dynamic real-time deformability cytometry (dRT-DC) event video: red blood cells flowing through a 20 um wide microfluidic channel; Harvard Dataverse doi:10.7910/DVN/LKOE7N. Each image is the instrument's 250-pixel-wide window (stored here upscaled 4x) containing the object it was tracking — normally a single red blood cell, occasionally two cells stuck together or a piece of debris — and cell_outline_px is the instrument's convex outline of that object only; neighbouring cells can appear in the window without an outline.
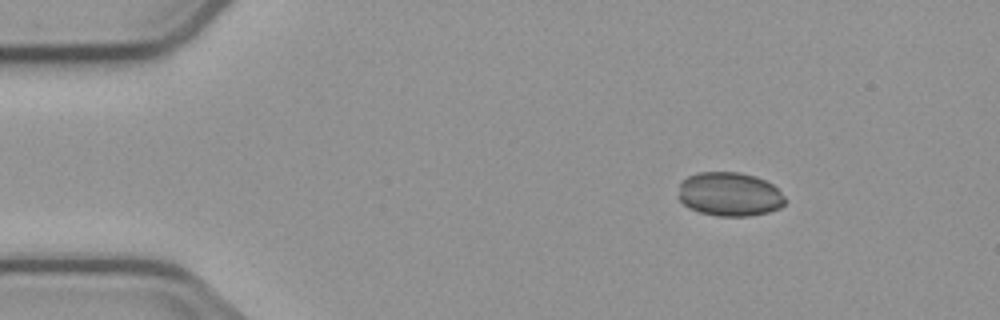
{"species": "common noctule bat (a hibernating species)", "species_latin": "Nyctalus noctula", "temperature_condition": "cold", "stored_images_in_passage": 7, "camera_frame_rate_fps": 3000, "um_per_image_px": 0.085, "animal": {"sex": "male", "body_mass_g": 23.1, "forearm_length_mm": 52.7}, "frame": {"image": 1, "passage_image": 2, "time_ms": 1.333, "image_size_px": [1000, 320], "cell_outline_px": [[784, 204], [780, 208], [768, 212], [748, 216], [716, 216], [700, 212], [688, 208], [676, 196], [680, 180], [688, 176], [700, 172], [740, 172], [756, 176], [772, 184], [784, 196]], "centroid_in_image_um": [61.96, 16.5], "position_along_channel_um": 23.0, "area_um2": 27.57}}
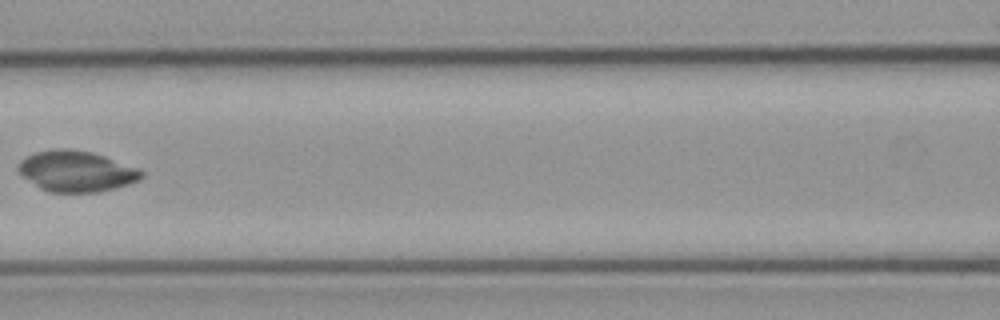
{"frame": {"image": 2, "passage_image": 6, "time_ms": 7.0, "image_size_px": [1000, 320], "cell_outline_px": [[144, 176], [140, 180], [116, 188], [100, 192], [48, 192], [40, 188], [24, 176], [16, 168], [20, 160], [36, 152], [56, 148], [68, 148], [92, 152], [140, 168], [144, 172]], "centroid_in_image_um": [6.53, 14.55], "position_along_channel_um": 160.1, "area_um2": 29.42}}
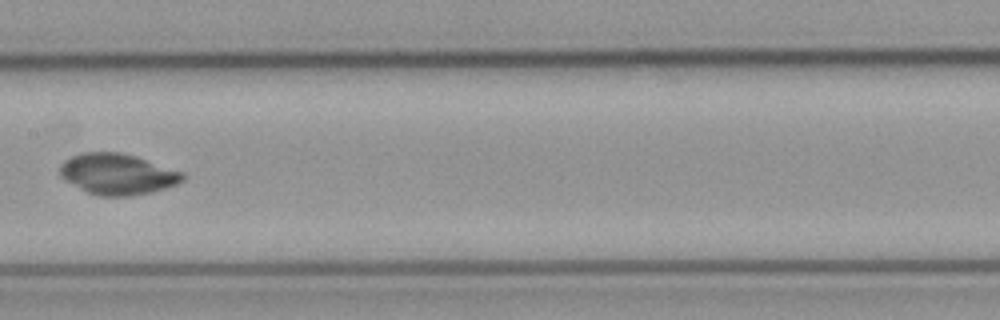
{"frame": {"image": 3, "passage_image": 7, "time_ms": 8.0, "image_size_px": [1000, 320], "cell_outline_px": [[184, 180], [176, 184], [152, 192], [128, 196], [100, 196], [88, 192], [64, 180], [60, 176], [60, 164], [64, 160], [72, 156], [84, 152], [120, 152], [136, 156], [184, 172]], "centroid_in_image_um": [9.98, 14.79], "position_along_channel_um": 197.4, "area_um2": 29.25}}